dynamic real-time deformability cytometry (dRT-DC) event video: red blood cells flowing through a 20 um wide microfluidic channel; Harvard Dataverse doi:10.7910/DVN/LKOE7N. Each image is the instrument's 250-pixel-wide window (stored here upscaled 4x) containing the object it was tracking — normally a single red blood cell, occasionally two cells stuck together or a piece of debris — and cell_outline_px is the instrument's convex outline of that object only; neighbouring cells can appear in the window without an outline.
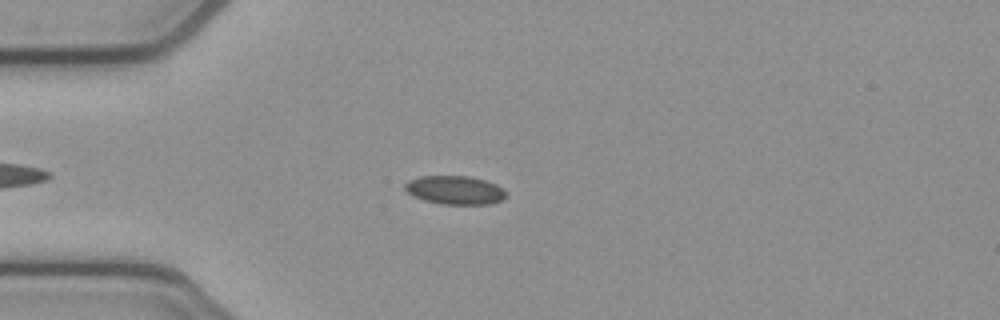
{"species": "common noctule bat (a hibernating species)", "species_latin": "Nyctalus noctula", "temperature_condition": "cold", "stored_images_in_passage": 2, "camera_frame_rate_fps": 3000, "um_per_image_px": 0.085, "animal": {"sex": "female", "body_mass_g": 21.9}, "frame": {"image": 1, "passage_image": 2, "time_ms": 0.333, "image_size_px": [1000, 320], "cell_outline_px": [[504, 196], [500, 200], [488, 204], [440, 204], [424, 200], [408, 192], [404, 188], [404, 184], [408, 180], [420, 176], [468, 176], [484, 180], [496, 184], [504, 188]], "centroid_in_image_um": [38.64, 16.15], "position_along_channel_um": 46.4, "area_um2": 16.65}}